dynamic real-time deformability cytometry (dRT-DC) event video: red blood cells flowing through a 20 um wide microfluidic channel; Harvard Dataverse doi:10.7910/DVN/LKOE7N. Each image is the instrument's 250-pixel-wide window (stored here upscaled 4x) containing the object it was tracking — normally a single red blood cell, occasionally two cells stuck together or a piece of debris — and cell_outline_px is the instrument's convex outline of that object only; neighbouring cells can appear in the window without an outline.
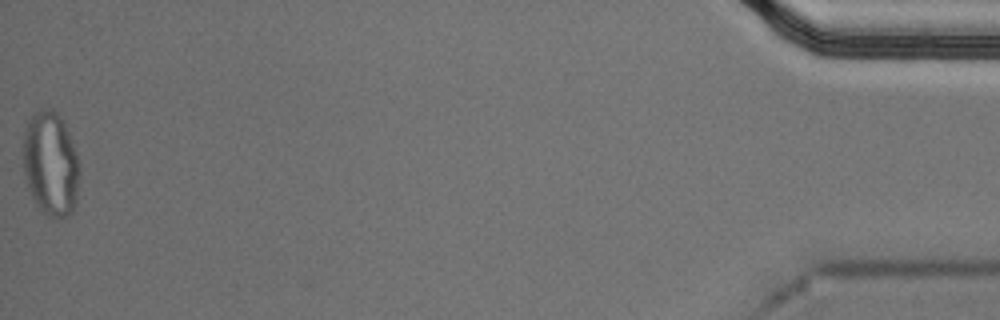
{"species": "Egyptian fruit bat (a non-hibernating species)", "species_latin": "Rousettus aegyptiacus", "temperature_condition": "cold", "stored_images_in_passage": 47, "segment_of_instrument_passage": [2, 2], "camera_frame_rate_fps": 3000, "um_per_image_px": 0.085, "animal": {"sex": "male"}, "frame": {"image": 1, "passage_image": 47, "time_ms": 15.333, "image_size_px": [1000, 320], "cell_outline_px": [[80, 176], [76, 204], [72, 212], [68, 216], [48, 216], [36, 204], [32, 196], [24, 172], [24, 128], [28, 120], [36, 112], [44, 108], [52, 108], [60, 116], [72, 140], [76, 152], [80, 168]], "centroid_in_image_um": [4.34, 13.91], "position_along_channel_um": 430.9, "area_um2": 34.22}}